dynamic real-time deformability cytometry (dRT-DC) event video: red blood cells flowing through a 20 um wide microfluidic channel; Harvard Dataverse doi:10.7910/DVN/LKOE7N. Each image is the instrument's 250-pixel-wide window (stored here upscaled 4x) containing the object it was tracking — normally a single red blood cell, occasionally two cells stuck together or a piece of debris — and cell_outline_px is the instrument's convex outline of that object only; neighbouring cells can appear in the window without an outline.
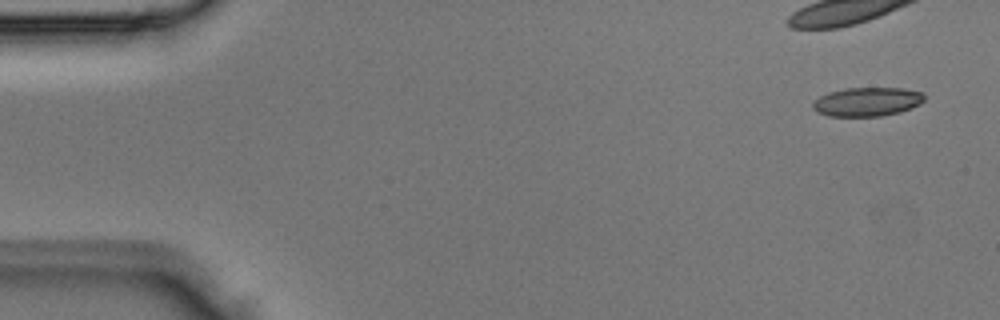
{"species": "Egyptian fruit bat (a non-hibernating species)", "species_latin": "Rousettus aegyptiacus", "temperature_condition": "room temperature", "stored_images_in_passage": 4, "segment_of_instrument_passage": [2, 2], "camera_frame_rate_fps": 3000, "um_per_image_px": 0.085, "animal": {"sex": "male"}, "frame": {"image": 1, "passage_image": 4, "time_ms": 1.0, "image_size_px": [1000, 320], "cell_outline_px": [[924, 100], [920, 104], [912, 108], [900, 112], [880, 116], [828, 116], [816, 112], [812, 108], [812, 104], [820, 96], [828, 92], [844, 88], [904, 88], [924, 92]], "centroid_in_image_um": [73.72, 8.64], "position_along_channel_um": 11.3, "area_um2": 18.96}}